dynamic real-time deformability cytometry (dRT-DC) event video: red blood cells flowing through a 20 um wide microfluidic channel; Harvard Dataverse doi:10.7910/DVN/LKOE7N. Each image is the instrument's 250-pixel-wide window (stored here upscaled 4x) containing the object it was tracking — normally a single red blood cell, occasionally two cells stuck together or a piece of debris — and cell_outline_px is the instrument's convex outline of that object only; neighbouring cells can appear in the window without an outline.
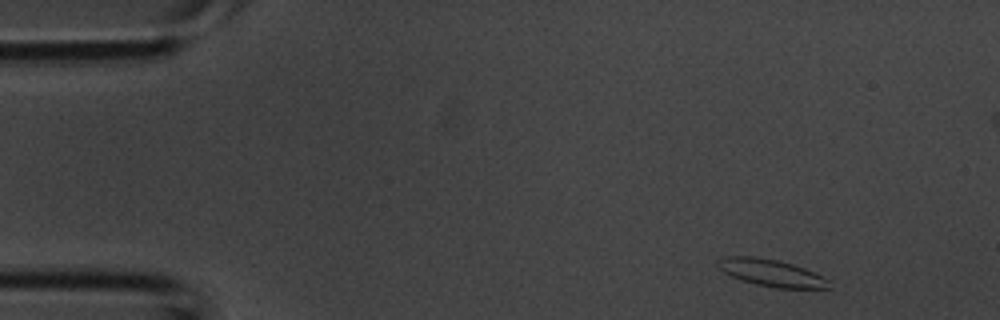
{"species": "common noctule bat (a hibernating species)", "species_latin": "Nyctalus noctula", "temperature_condition": "room temperature", "stored_images_in_passage": 4, "segment_of_instrument_passage": [1, 2], "camera_frame_rate_fps": 3000, "um_per_image_px": 0.085, "animal": {"sex": "male", "body_mass_g": 20.1, "forearm_length_mm": 53.5}, "frame": {"image": 1, "passage_image": 1, "time_ms": 0.0, "image_size_px": [1000, 320], "cell_outline_px": [[832, 288], [776, 288], [756, 284], [732, 276], [724, 272], [716, 264], [716, 260], [728, 256], [752, 256], [776, 260], [792, 264], [804, 268], [824, 276], [832, 280]], "centroid_in_image_um": [65.63, 23.2], "position_along_channel_um": 19.4, "area_um2": 17.51}}